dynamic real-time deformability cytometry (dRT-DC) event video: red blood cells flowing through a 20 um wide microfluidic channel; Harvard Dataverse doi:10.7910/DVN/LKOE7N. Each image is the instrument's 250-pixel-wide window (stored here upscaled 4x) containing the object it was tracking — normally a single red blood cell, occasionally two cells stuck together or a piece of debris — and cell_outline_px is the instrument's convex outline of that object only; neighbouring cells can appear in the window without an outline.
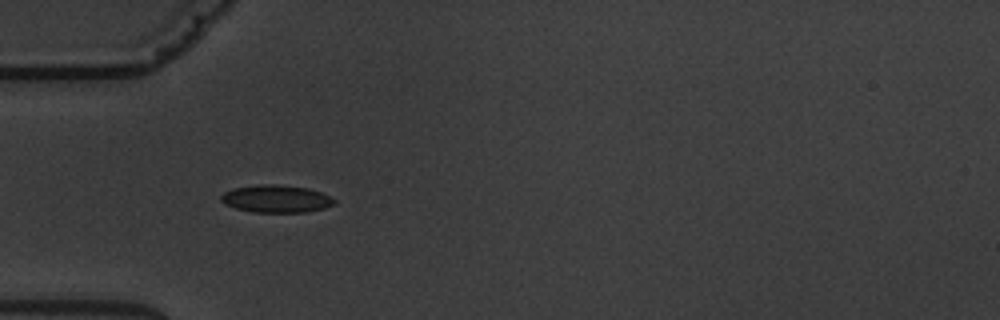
{"species": "common noctule bat (a hibernating species)", "species_latin": "Nyctalus noctula", "temperature_condition": "warm", "stored_images_in_passage": 6, "camera_frame_rate_fps": 3000, "um_per_image_px": 0.085, "animal": {"sex": "male", "body_mass_g": 19.5, "forearm_length_mm": 54.6}, "frame": {"image": 1, "passage_image": 5, "time_ms": 4.667, "image_size_px": [1000, 320], "cell_outline_px": [[336, 200], [332, 204], [324, 208], [308, 212], [252, 212], [236, 208], [224, 204], [220, 200], [220, 196], [224, 192], [232, 188], [260, 184], [276, 184], [308, 188], [320, 192]], "centroid_in_image_um": [23.43, 16.89], "position_along_channel_um": 61.6, "area_um2": 18.15}}